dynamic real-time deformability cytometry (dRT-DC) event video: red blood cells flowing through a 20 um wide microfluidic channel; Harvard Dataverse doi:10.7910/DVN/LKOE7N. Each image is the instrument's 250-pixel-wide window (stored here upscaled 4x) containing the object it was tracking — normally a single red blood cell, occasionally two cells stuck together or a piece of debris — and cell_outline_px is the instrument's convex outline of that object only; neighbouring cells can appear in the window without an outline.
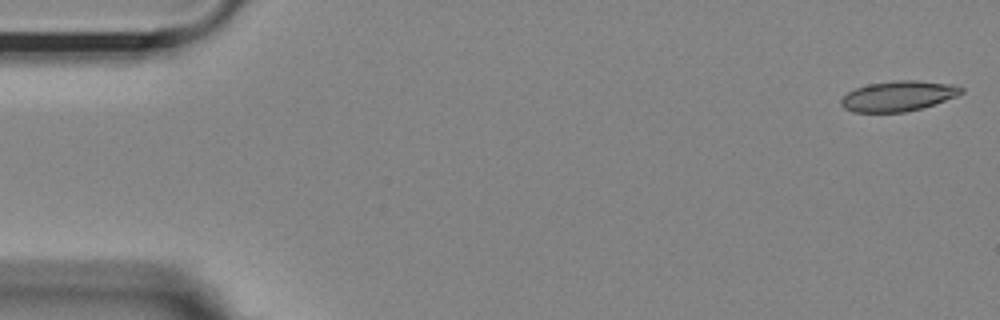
{"species": "Egyptian fruit bat (a non-hibernating species)", "species_latin": "Rousettus aegyptiacus", "temperature_condition": "room temperature", "stored_images_in_passage": 54, "camera_frame_rate_fps": 3000, "um_per_image_px": 0.085, "animal": {"sex": "female"}, "frame": {"image": 1, "passage_image": 1, "time_ms": 0.0, "image_size_px": [1000, 320], "cell_outline_px": [[964, 92], [956, 96], [924, 108], [904, 112], [852, 112], [844, 108], [840, 104], [840, 100], [848, 92], [856, 88], [868, 84], [896, 80], [916, 80], [952, 84], [964, 88]], "centroid_in_image_um": [76.36, 8.16], "position_along_channel_um": 8.6, "area_um2": 21.27}}
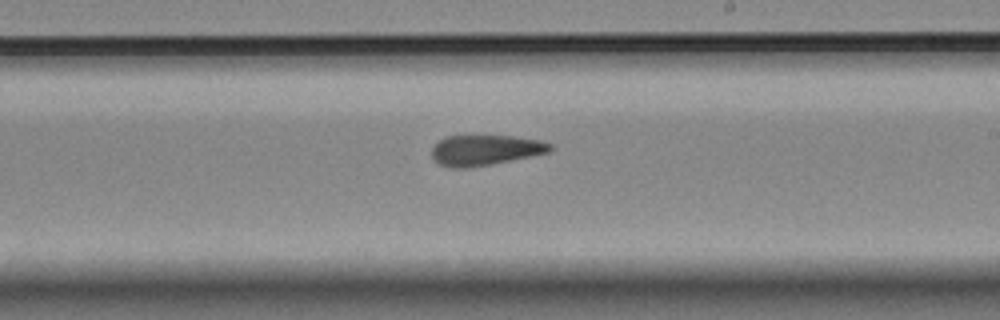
{"frame": {"image": 2, "passage_image": 31, "time_ms": 10.0, "image_size_px": [1000, 320], "cell_outline_px": [[552, 148], [548, 152], [492, 164], [468, 168], [452, 168], [440, 164], [432, 156], [432, 148], [440, 140], [448, 136], [512, 136], [540, 140], [552, 144]], "centroid_in_image_um": [41.24, 12.76], "position_along_channel_um": 247.8, "area_um2": 20.69}}
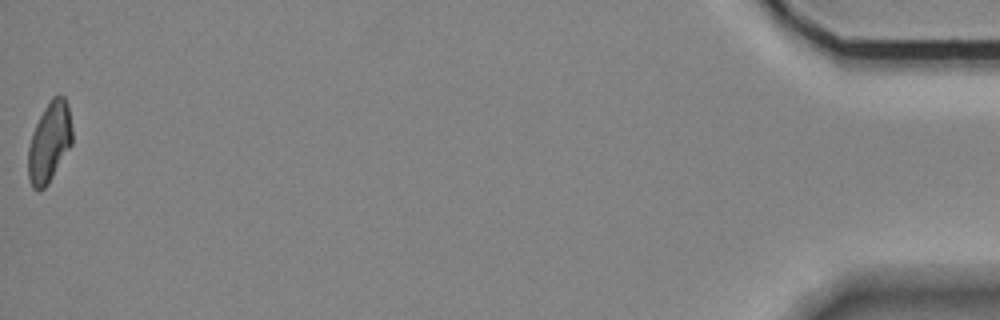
{"frame": {"image": 3, "passage_image": 54, "time_ms": 17.667, "image_size_px": [1000, 320], "cell_outline_px": [[72, 144], [48, 184], [40, 192], [32, 188], [28, 176], [28, 148], [32, 132], [44, 108], [52, 96], [64, 96], [68, 104], [72, 128]], "centroid_in_image_um": [4.19, 12.1], "position_along_channel_um": 431.0, "area_um2": 20.63}, "authors_computed_cell_mechanics": {"area_um2": 21.5594, "velocity_mm_per_s": 3.6457, "shape_relaxation_time_tau1_ms": null, "shape_relaxation_time_tau2_ms": 5.1436, "deformation_change_tau1": null, "deformation_change_tau2": 0.1283}}